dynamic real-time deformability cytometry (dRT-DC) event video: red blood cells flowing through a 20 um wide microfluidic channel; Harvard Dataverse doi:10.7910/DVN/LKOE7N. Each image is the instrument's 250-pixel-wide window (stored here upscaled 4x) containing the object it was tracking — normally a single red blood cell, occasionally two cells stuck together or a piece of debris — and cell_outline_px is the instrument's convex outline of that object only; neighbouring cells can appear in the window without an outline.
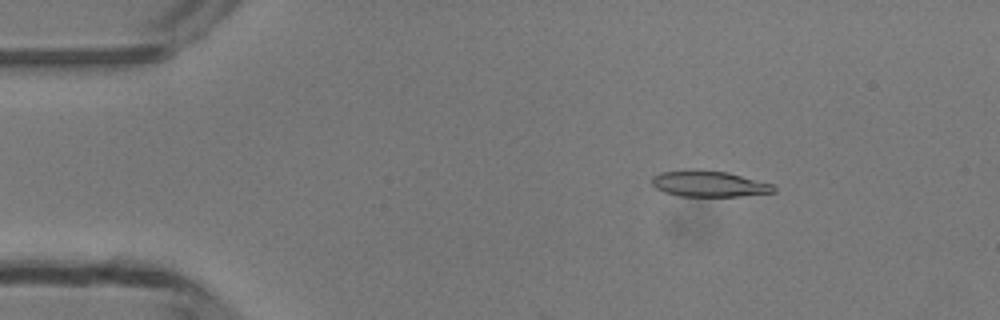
{"species": "common noctule bat (a hibernating species)", "species_latin": "Nyctalus noctula", "temperature_condition": "room temperature", "stored_images_in_passage": 49, "camera_frame_rate_fps": 3000, "um_per_image_px": 0.085, "animal": {"sex": "male", "body_mass_g": 13.3}, "frame": {"image": 1, "passage_image": 8, "time_ms": 2.333, "image_size_px": [1000, 320], "cell_outline_px": [[776, 192], [740, 196], [680, 196], [664, 192], [656, 188], [652, 184], [652, 176], [660, 172], [688, 168], [696, 168], [728, 172], [772, 184], [776, 188]], "centroid_in_image_um": [60.23, 15.6], "position_along_channel_um": 24.8, "area_um2": 18.79}}
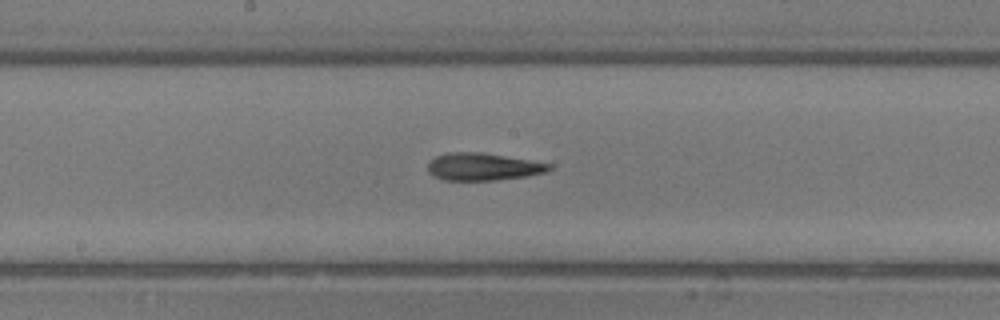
{"frame": {"image": 2, "passage_image": 26, "time_ms": 8.333, "image_size_px": [1000, 320], "cell_outline_px": [[552, 168], [548, 172], [524, 176], [496, 180], [444, 180], [432, 176], [428, 172], [428, 164], [436, 156], [448, 152], [480, 152], [552, 164]], "centroid_in_image_um": [41.03, 14.18], "position_along_channel_um": 207.2, "area_um2": 19.25}}
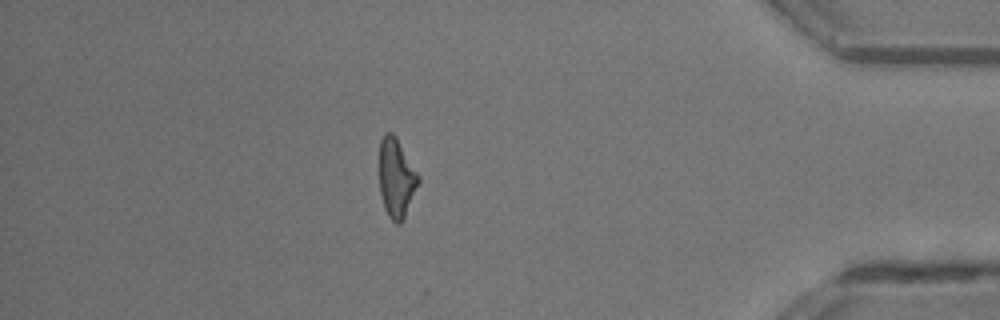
{"frame": {"image": 3, "passage_image": 43, "time_ms": 14.0, "image_size_px": [1000, 320], "cell_outline_px": [[420, 180], [404, 220], [400, 224], [396, 224], [388, 216], [384, 208], [380, 192], [380, 140], [384, 132], [392, 132], [396, 136], [420, 176]], "centroid_in_image_um": [33.7, 15.14], "position_along_channel_um": 401.5, "area_um2": 18.15}, "authors_computed_cell_mechanics": {"area_um2": 18.9006, "velocity_mm_per_s": 4.2127, "shape_relaxation_time_tau1_ms": null, "shape_relaxation_time_tau2_ms": 4.2499, "deformation_change_tau1": null, "deformation_change_tau2": 0.1532}}